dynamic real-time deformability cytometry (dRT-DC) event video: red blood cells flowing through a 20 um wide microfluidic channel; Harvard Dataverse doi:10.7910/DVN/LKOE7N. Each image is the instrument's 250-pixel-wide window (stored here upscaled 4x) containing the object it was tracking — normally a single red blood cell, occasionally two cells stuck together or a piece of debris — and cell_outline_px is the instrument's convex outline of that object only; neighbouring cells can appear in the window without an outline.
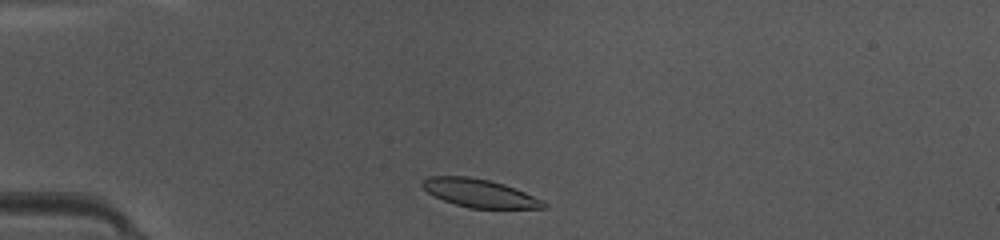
{"species": "common noctule bat (a hibernating species)", "species_latin": "Nyctalus noctula", "temperature_condition": "warm", "stored_images_in_passage": 32, "camera_frame_rate_fps": 3000, "um_per_image_px": 0.085, "animal": {"sex": "female", "body_mass_g": 10.0, "forearm_length_mm": 53.1}, "frame": {"image": 1, "passage_image": 2, "time_ms": 0.333, "image_size_px": [1000, 240], "cell_outline_px": [[548, 208], [468, 208], [444, 200], [428, 192], [420, 184], [428, 176], [468, 176], [488, 180], [504, 184], [516, 188], [544, 200], [548, 204]], "centroid_in_image_um": [40.81, 16.42], "position_along_channel_um": 44.2, "area_um2": 19.88}}
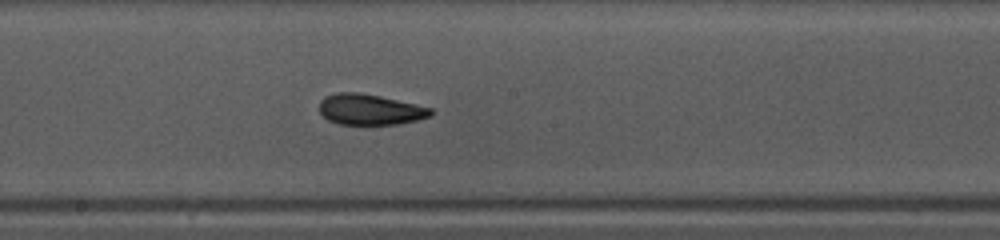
{"frame": {"image": 2, "passage_image": 16, "time_ms": 5.0, "image_size_px": [1000, 240], "cell_outline_px": [[432, 116], [416, 120], [396, 124], [340, 124], [328, 120], [320, 112], [320, 100], [324, 96], [336, 92], [356, 92], [380, 96], [416, 104], [432, 108]], "centroid_in_image_um": [31.44, 9.3], "position_along_channel_um": 216.8, "area_um2": 19.88}}
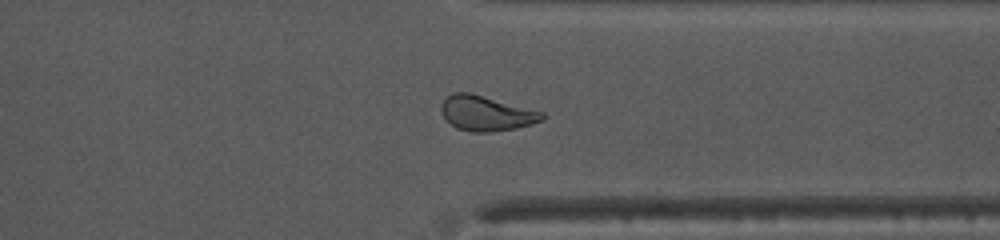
{"frame": {"image": 3, "passage_image": 27, "time_ms": 8.667, "image_size_px": [1000, 240], "cell_outline_px": [[548, 116], [544, 120], [532, 124], [516, 128], [488, 132], [472, 132], [456, 128], [444, 116], [440, 108], [444, 100], [452, 92], [468, 92], [544, 112]], "centroid_in_image_um": [41.37, 9.64], "position_along_channel_um": 370.0, "area_um2": 20.46}}